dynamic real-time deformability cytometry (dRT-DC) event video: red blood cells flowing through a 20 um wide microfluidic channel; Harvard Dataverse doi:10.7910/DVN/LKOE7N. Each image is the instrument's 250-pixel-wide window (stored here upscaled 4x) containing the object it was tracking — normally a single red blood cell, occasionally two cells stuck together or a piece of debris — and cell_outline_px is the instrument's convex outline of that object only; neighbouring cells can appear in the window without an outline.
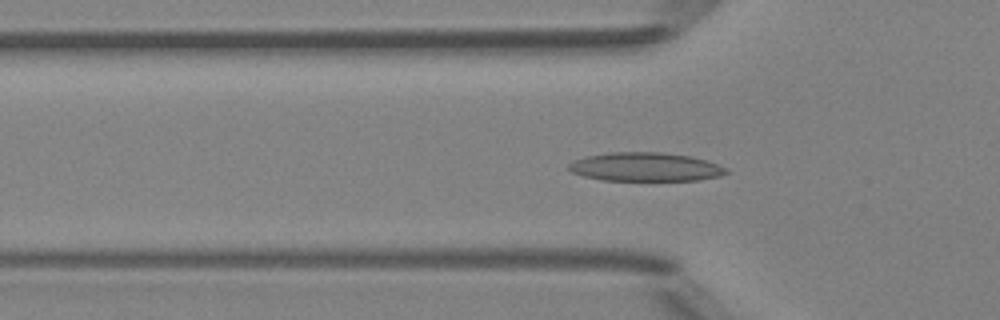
{"species": "Egyptian fruit bat (a non-hibernating species)", "species_latin": "Rousettus aegyptiacus", "temperature_condition": "room temperature", "stored_images_in_passage": 49, "camera_frame_rate_fps": 3000, "um_per_image_px": 0.085, "animal": {"sex": "female"}, "frame": {"image": 1, "passage_image": 16, "time_ms": 5.0, "image_size_px": [1000, 320], "cell_outline_px": [[728, 172], [720, 176], [700, 180], [604, 180], [584, 176], [572, 172], [568, 168], [568, 164], [576, 160], [588, 156], [608, 152], [660, 152], [692, 156], [728, 168]], "centroid_in_image_um": [54.88, 14.18], "position_along_channel_um": 70.9, "area_um2": 26.18}}
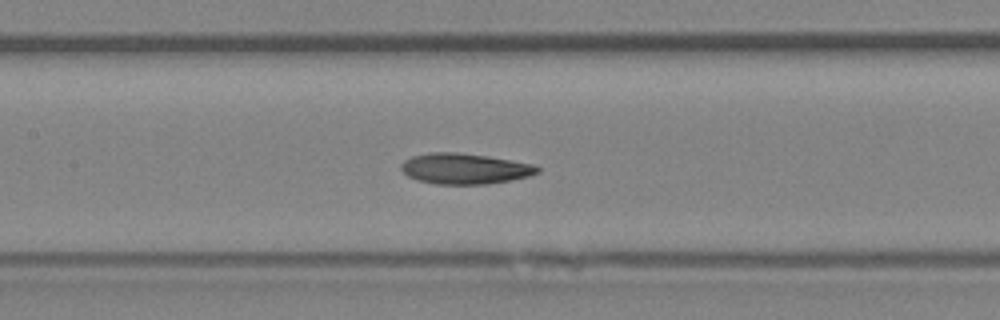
{"frame": {"image": 2, "passage_image": 23, "time_ms": 7.333, "image_size_px": [1000, 320], "cell_outline_px": [[540, 172], [528, 176], [508, 180], [484, 184], [436, 184], [416, 180], [408, 176], [400, 168], [400, 164], [404, 160], [412, 156], [428, 152], [456, 152], [484, 156], [536, 164], [540, 168]], "centroid_in_image_um": [39.47, 14.33], "position_along_channel_um": 167.9, "area_um2": 24.28}}
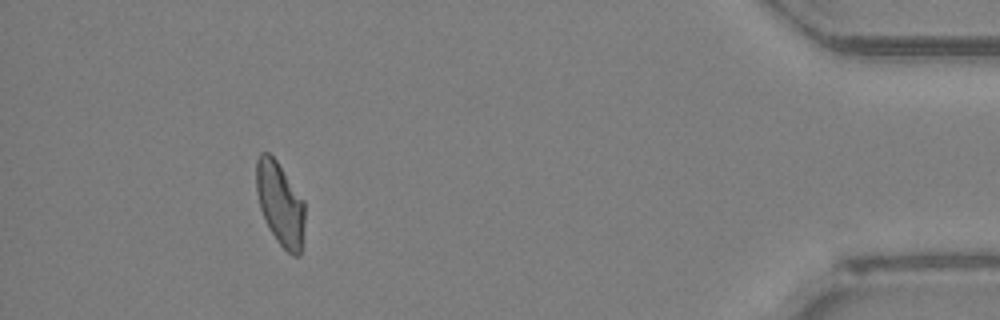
{"frame": {"image": 3, "passage_image": 45, "time_ms": 14.667, "image_size_px": [1000, 320], "cell_outline_px": [[304, 224], [300, 256], [292, 256], [276, 240], [260, 208], [256, 192], [256, 160], [260, 152], [268, 152], [276, 160], [304, 200]], "centroid_in_image_um": [23.81, 17.3], "position_along_channel_um": 411.4, "area_um2": 23.35}, "authors_computed_cell_mechanics": {"area_um2": 24.1604, "velocity_mm_per_s": 4.1525, "shape_relaxation_time_tau1_ms": 7.4383, "shape_relaxation_time_tau2_ms": 4.5415, "deformation_change_tau1": 0.1927, "deformation_change_tau2": 0.0918}}